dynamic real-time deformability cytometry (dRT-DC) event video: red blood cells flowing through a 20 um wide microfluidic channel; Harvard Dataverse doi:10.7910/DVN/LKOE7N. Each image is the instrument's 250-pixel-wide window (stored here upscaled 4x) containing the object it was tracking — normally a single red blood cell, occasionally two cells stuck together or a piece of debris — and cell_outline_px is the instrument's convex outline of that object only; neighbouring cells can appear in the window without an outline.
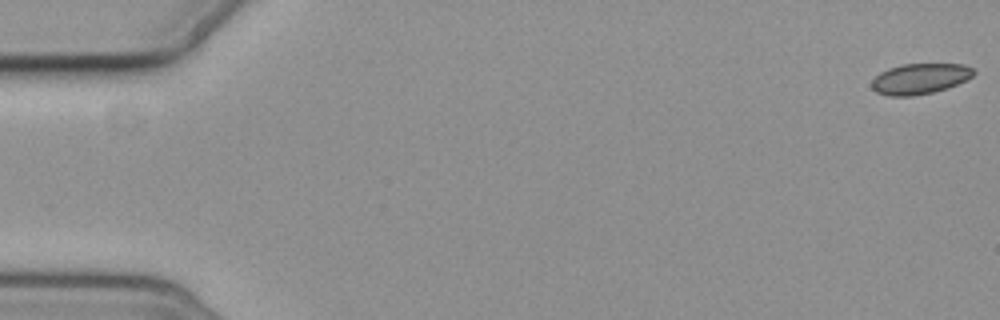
{"species": "common noctule bat (a hibernating species)", "species_latin": "Nyctalus noctula", "temperature_condition": "cold", "stored_images_in_passage": 6, "camera_frame_rate_fps": 3000, "um_per_image_px": 0.085, "animal": {"sex": "female", "body_mass_g": 19.3, "forearm_length_mm": 54.1}, "frame": {"image": 1, "passage_image": 1, "time_ms": 0.0, "image_size_px": [1000, 320], "cell_outline_px": [[976, 72], [968, 80], [948, 88], [932, 92], [912, 96], [888, 96], [876, 92], [872, 88], [872, 80], [880, 72], [888, 68], [904, 64], [964, 64], [972, 68]], "centroid_in_image_um": [78.21, 6.69], "position_along_channel_um": 6.8, "area_um2": 18.26}}
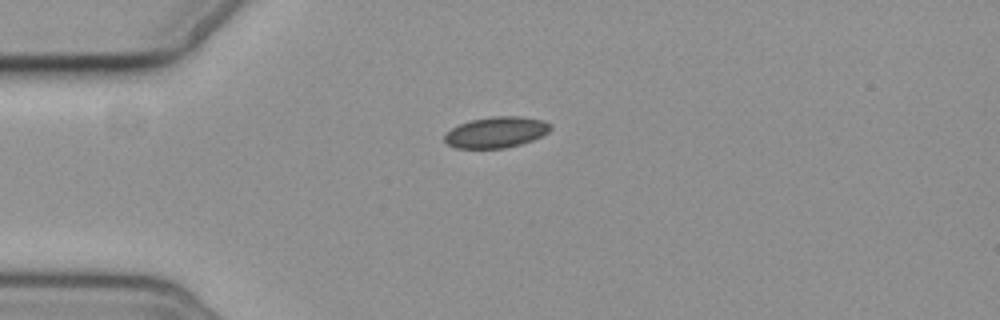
{"frame": {"image": 2, "passage_image": 5, "time_ms": 4.667, "image_size_px": [1000, 320], "cell_outline_px": [[552, 128], [548, 132], [532, 140], [520, 144], [504, 148], [456, 148], [448, 144], [444, 140], [444, 136], [452, 128], [460, 124], [472, 120], [492, 116], [520, 116], [544, 120], [552, 124]], "centroid_in_image_um": [42.21, 11.23], "position_along_channel_um": 42.8, "area_um2": 19.02}}